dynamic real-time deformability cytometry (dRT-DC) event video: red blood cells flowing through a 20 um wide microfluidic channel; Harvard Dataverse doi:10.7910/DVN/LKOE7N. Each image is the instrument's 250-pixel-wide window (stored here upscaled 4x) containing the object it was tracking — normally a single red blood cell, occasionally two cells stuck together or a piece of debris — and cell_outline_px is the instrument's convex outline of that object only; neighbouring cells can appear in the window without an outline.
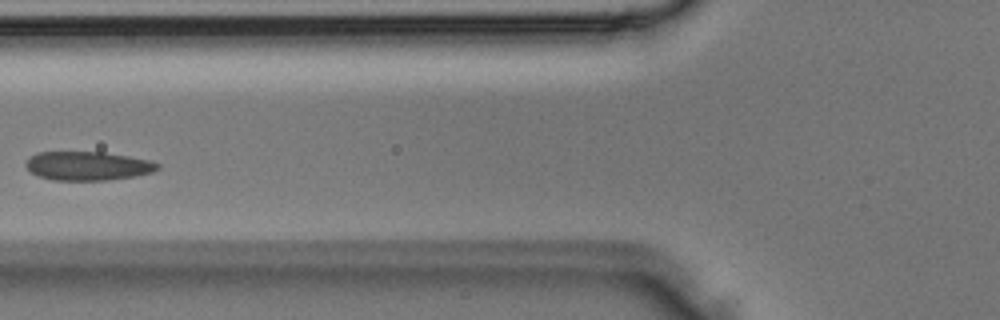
{"species": "Egyptian fruit bat (a non-hibernating species)", "species_latin": "Rousettus aegyptiacus", "temperature_condition": "room temperature", "stored_images_in_passage": 4, "camera_frame_rate_fps": 3000, "um_per_image_px": 0.085, "animal": {"sex": "male"}, "frame": {"image": 1, "passage_image": 4, "time_ms": 1.0, "image_size_px": [1000, 320], "cell_outline_px": [[160, 168], [152, 172], [136, 176], [108, 180], [52, 180], [40, 176], [32, 172], [24, 164], [28, 156], [36, 152], [104, 152], [128, 156], [148, 160], [160, 164]], "centroid_in_image_um": [7.45, 14.09], "position_along_channel_um": 118.4, "area_um2": 22.2}}